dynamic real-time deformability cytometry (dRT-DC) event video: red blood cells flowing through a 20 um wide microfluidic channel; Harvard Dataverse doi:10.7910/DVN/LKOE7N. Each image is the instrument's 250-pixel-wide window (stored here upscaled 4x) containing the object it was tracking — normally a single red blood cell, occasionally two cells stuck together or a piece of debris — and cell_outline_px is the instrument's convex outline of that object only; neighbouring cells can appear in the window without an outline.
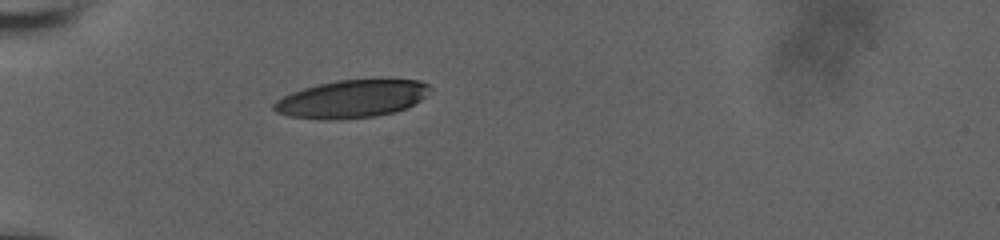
{"species": "human", "species_latin": "Homo sapiens", "temperature_condition": "room temperature", "stored_images_in_passage": 37, "camera_frame_rate_fps": 3000, "um_per_image_px": 0.085, "donor": {"sex": "male"}, "frame": {"image": 1, "passage_image": 1, "time_ms": 0.0, "image_size_px": [1000, 240], "cell_outline_px": [[432, 88], [420, 100], [404, 108], [392, 112], [376, 116], [340, 120], [320, 120], [288, 116], [276, 112], [272, 108], [272, 104], [276, 100], [292, 92], [304, 88], [336, 80], [420, 80], [428, 84]], "centroid_in_image_um": [29.85, 8.42], "position_along_channel_um": 55.2, "area_um2": 34.22}}
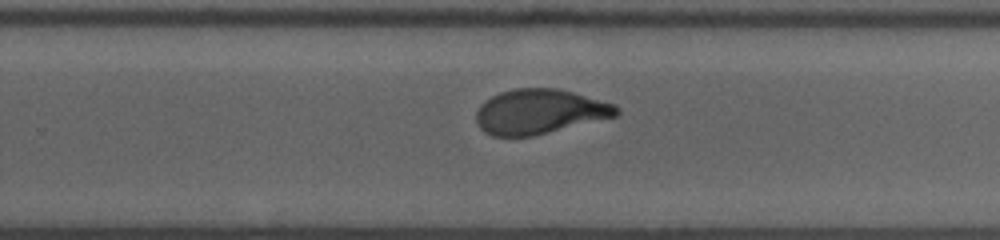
{"frame": {"image": 2, "passage_image": 20, "time_ms": 6.333, "image_size_px": [1000, 240], "cell_outline_px": [[620, 112], [616, 116], [532, 136], [492, 136], [484, 132], [480, 128], [476, 120], [476, 112], [480, 104], [484, 100], [500, 92], [516, 88], [556, 88], [572, 92], [612, 104], [620, 108]], "centroid_in_image_um": [45.81, 9.49], "position_along_channel_um": 284.0, "area_um2": 36.3}}
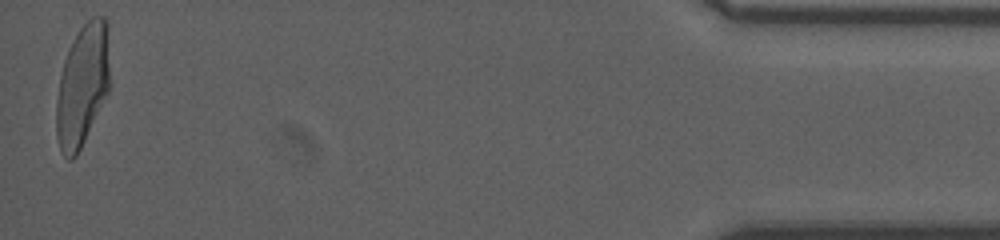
{"frame": {"image": 3, "passage_image": 37, "time_ms": 12.0, "image_size_px": [1000, 240], "cell_outline_px": [[108, 92], [76, 156], [72, 160], [68, 160], [60, 152], [56, 136], [56, 100], [60, 76], [64, 60], [68, 48], [72, 40], [80, 28], [92, 16], [104, 16], [108, 24]], "centroid_in_image_um": [6.98, 7.25], "position_along_channel_um": 428.2, "area_um2": 37.86}, "authors_computed_cell_mechanics": {"area_um2": 37.3966, "velocity_mm_per_s": 3.9376, "shape_relaxation_time_tau1_ms": 4.6433, "shape_relaxation_time_tau2_ms": 1.178, "deformation_change_tau1": 0.1938, "deformation_change_tau2": 0.0772}}